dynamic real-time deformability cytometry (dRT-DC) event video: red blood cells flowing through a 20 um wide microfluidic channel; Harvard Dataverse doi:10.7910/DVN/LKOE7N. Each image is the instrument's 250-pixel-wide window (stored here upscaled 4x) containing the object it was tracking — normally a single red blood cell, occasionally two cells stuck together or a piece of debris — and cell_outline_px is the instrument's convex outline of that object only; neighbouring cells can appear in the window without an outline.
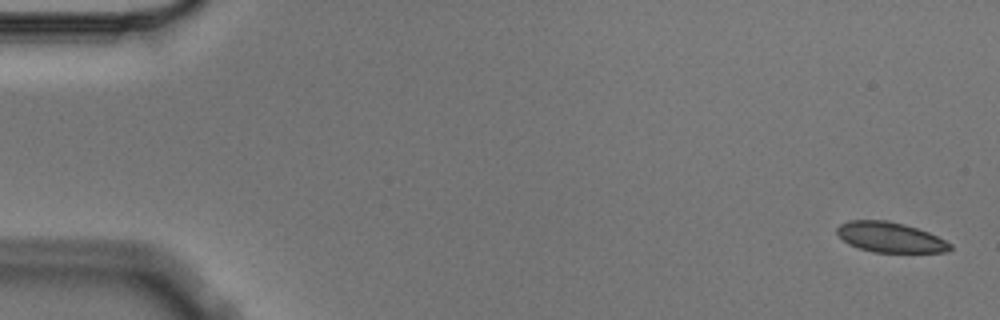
{"species": "Egyptian fruit bat (a non-hibernating species)", "species_latin": "Rousettus aegyptiacus", "temperature_condition": "cold", "stored_images_in_passage": 4, "camera_frame_rate_fps": 3000, "um_per_image_px": 0.085, "animal": {"sex": "male"}, "frame": {"image": 1, "passage_image": 1, "time_ms": 0.0, "image_size_px": [1000, 320], "cell_outline_px": [[952, 248], [948, 252], [872, 252], [848, 244], [836, 232], [836, 228], [840, 224], [852, 220], [884, 220], [904, 224], [928, 232], [952, 244]], "centroid_in_image_um": [75.66, 20.17], "position_along_channel_um": 9.3, "area_um2": 19.71}}
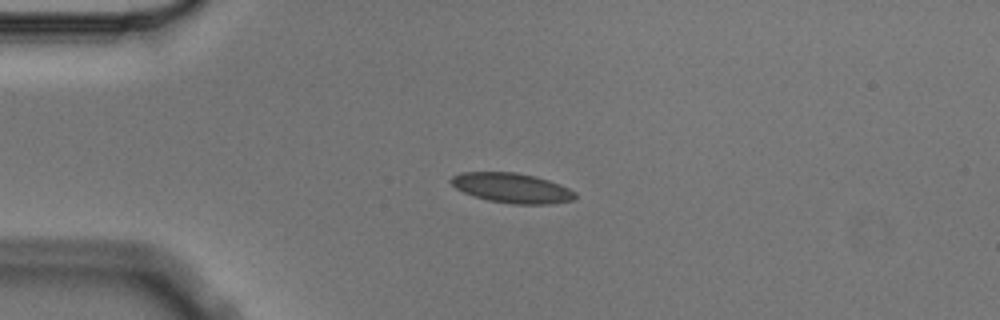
{"frame": {"image": 2, "passage_image": 4, "time_ms": 1.0, "image_size_px": [1000, 320], "cell_outline_px": [[576, 200], [552, 204], [512, 204], [488, 200], [464, 192], [456, 188], [448, 180], [452, 176], [460, 172], [516, 172], [536, 176], [560, 184], [576, 192]], "centroid_in_image_um": [43.54, 15.97], "position_along_channel_um": 41.5, "area_um2": 21.73}}